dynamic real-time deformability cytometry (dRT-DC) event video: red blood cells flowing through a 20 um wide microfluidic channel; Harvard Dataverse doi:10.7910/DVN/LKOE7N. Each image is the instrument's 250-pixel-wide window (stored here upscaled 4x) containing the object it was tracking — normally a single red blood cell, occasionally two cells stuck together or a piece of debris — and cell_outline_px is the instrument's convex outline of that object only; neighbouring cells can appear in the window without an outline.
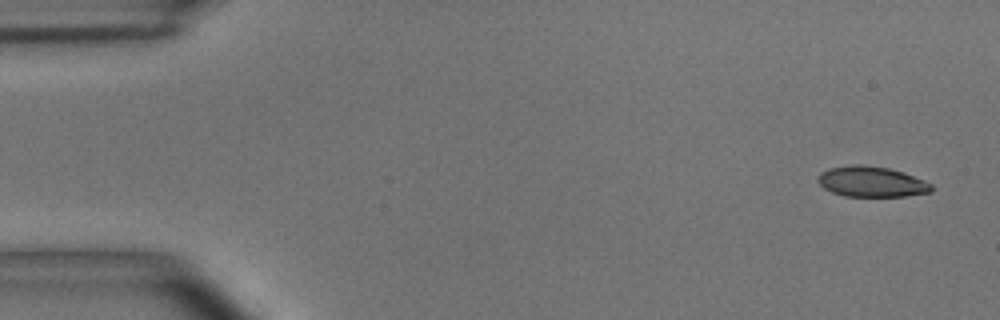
{"species": "common noctule bat (a hibernating species)", "species_latin": "Nyctalus noctula", "temperature_condition": "room temperature", "stored_images_in_passage": 10, "camera_frame_rate_fps": 3000, "um_per_image_px": 0.085, "animal": {"sex": "male", "body_mass_g": 15.6}, "frame": {"image": 1, "passage_image": 1, "time_ms": 0.0, "image_size_px": [1000, 320], "cell_outline_px": [[932, 192], [904, 196], [844, 196], [832, 192], [824, 188], [816, 180], [820, 172], [828, 168], [852, 164], [860, 164], [888, 168], [904, 172], [924, 180], [932, 184]], "centroid_in_image_um": [74.06, 15.44], "position_along_channel_um": 10.9, "area_um2": 20.29}}